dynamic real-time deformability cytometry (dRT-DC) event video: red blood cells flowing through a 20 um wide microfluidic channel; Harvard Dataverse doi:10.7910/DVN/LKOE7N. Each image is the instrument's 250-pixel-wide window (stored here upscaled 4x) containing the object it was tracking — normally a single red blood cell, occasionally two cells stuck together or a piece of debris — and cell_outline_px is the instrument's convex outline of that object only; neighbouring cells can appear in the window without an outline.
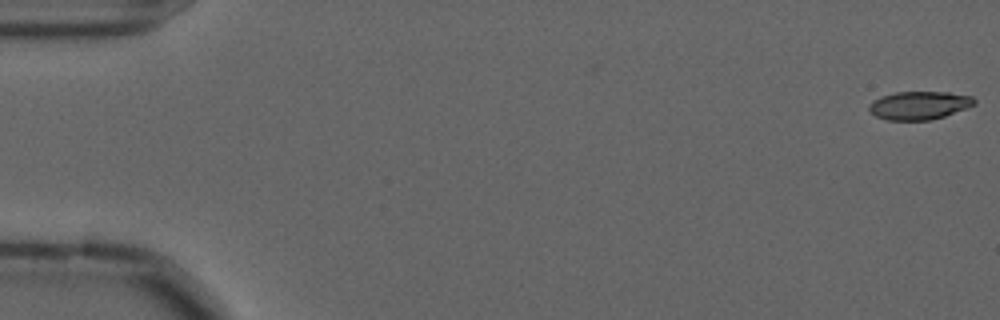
{"species": "common noctule bat (a hibernating species)", "species_latin": "Nyctalus noctula", "temperature_condition": "cold", "stored_images_in_passage": 11, "camera_frame_rate_fps": 3000, "um_per_image_px": 0.085, "animal": {"sex": "male", "forearm_length_mm": 52.5}, "frame": {"image": 1, "passage_image": 1, "time_ms": 0.0, "image_size_px": [1000, 320], "cell_outline_px": [[976, 104], [944, 116], [928, 120], [888, 120], [876, 116], [868, 108], [868, 104], [872, 100], [880, 96], [896, 92], [948, 92], [972, 96], [976, 100]], "centroid_in_image_um": [78.11, 8.94], "position_along_channel_um": 6.9, "area_um2": 17.28}}